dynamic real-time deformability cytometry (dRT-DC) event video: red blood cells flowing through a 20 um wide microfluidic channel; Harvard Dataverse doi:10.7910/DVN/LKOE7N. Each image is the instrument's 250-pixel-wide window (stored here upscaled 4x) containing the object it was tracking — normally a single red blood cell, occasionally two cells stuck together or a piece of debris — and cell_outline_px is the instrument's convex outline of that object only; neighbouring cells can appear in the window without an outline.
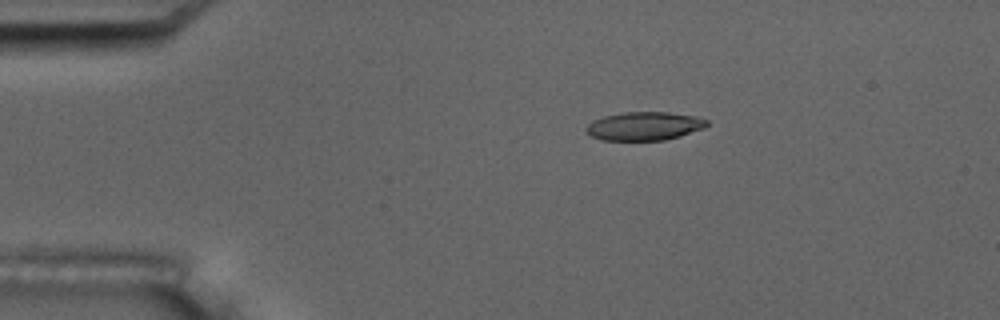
{"species": "common noctule bat (a hibernating species)", "species_latin": "Nyctalus noctula", "temperature_condition": "room temperature", "stored_images_in_passage": 7, "camera_frame_rate_fps": 3000, "um_per_image_px": 0.085, "animal": {"sex": "male", "body_mass_g": 17.5, "forearm_length_mm": 52.3}, "frame": {"image": 1, "passage_image": 4, "time_ms": 3.333, "image_size_px": [1000, 320], "cell_outline_px": [[708, 124], [704, 128], [680, 136], [664, 140], [600, 140], [584, 132], [584, 128], [592, 120], [604, 116], [624, 112], [668, 112], [700, 116], [708, 120]], "centroid_in_image_um": [54.76, 10.71], "position_along_channel_um": 30.2, "area_um2": 20.29}}